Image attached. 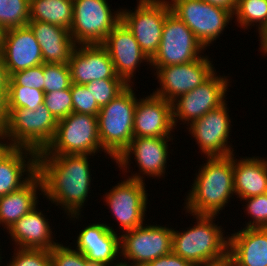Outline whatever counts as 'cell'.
<instances>
[{"label": "cell", "mask_w": 267, "mask_h": 266, "mask_svg": "<svg viewBox=\"0 0 267 266\" xmlns=\"http://www.w3.org/2000/svg\"><path fill=\"white\" fill-rule=\"evenodd\" d=\"M137 7L121 9V21L132 32L140 49L151 60L158 51L166 16L171 12L168 0H137Z\"/></svg>", "instance_id": "8"}, {"label": "cell", "mask_w": 267, "mask_h": 266, "mask_svg": "<svg viewBox=\"0 0 267 266\" xmlns=\"http://www.w3.org/2000/svg\"><path fill=\"white\" fill-rule=\"evenodd\" d=\"M227 109L225 102L188 125V132L194 137L199 150L206 158L226 157L235 153L232 145H228L231 136V118Z\"/></svg>", "instance_id": "16"}, {"label": "cell", "mask_w": 267, "mask_h": 266, "mask_svg": "<svg viewBox=\"0 0 267 266\" xmlns=\"http://www.w3.org/2000/svg\"><path fill=\"white\" fill-rule=\"evenodd\" d=\"M242 200L247 202L244 209L251 220L244 228H267V193Z\"/></svg>", "instance_id": "36"}, {"label": "cell", "mask_w": 267, "mask_h": 266, "mask_svg": "<svg viewBox=\"0 0 267 266\" xmlns=\"http://www.w3.org/2000/svg\"><path fill=\"white\" fill-rule=\"evenodd\" d=\"M38 191L43 193V185L36 173L19 190L0 197V225L6 232L21 217L38 206Z\"/></svg>", "instance_id": "27"}, {"label": "cell", "mask_w": 267, "mask_h": 266, "mask_svg": "<svg viewBox=\"0 0 267 266\" xmlns=\"http://www.w3.org/2000/svg\"><path fill=\"white\" fill-rule=\"evenodd\" d=\"M2 35H3V30L0 28V46H1V42H2Z\"/></svg>", "instance_id": "47"}, {"label": "cell", "mask_w": 267, "mask_h": 266, "mask_svg": "<svg viewBox=\"0 0 267 266\" xmlns=\"http://www.w3.org/2000/svg\"><path fill=\"white\" fill-rule=\"evenodd\" d=\"M28 26L37 39L44 63H68L76 43L70 31L47 22L30 20Z\"/></svg>", "instance_id": "23"}, {"label": "cell", "mask_w": 267, "mask_h": 266, "mask_svg": "<svg viewBox=\"0 0 267 266\" xmlns=\"http://www.w3.org/2000/svg\"><path fill=\"white\" fill-rule=\"evenodd\" d=\"M36 173L37 153L14 147L0 162V197L19 190Z\"/></svg>", "instance_id": "24"}, {"label": "cell", "mask_w": 267, "mask_h": 266, "mask_svg": "<svg viewBox=\"0 0 267 266\" xmlns=\"http://www.w3.org/2000/svg\"><path fill=\"white\" fill-rule=\"evenodd\" d=\"M208 56H202L193 62L165 67H152L156 69L159 88L153 93L169 102L174 101L182 94L194 90L204 83L216 70Z\"/></svg>", "instance_id": "15"}, {"label": "cell", "mask_w": 267, "mask_h": 266, "mask_svg": "<svg viewBox=\"0 0 267 266\" xmlns=\"http://www.w3.org/2000/svg\"><path fill=\"white\" fill-rule=\"evenodd\" d=\"M9 75L6 69V66L3 62L2 55L0 53V92H7L8 83H9Z\"/></svg>", "instance_id": "43"}, {"label": "cell", "mask_w": 267, "mask_h": 266, "mask_svg": "<svg viewBox=\"0 0 267 266\" xmlns=\"http://www.w3.org/2000/svg\"><path fill=\"white\" fill-rule=\"evenodd\" d=\"M228 236V253L240 265L267 266V228H241Z\"/></svg>", "instance_id": "25"}, {"label": "cell", "mask_w": 267, "mask_h": 266, "mask_svg": "<svg viewBox=\"0 0 267 266\" xmlns=\"http://www.w3.org/2000/svg\"><path fill=\"white\" fill-rule=\"evenodd\" d=\"M145 266H193L189 261L178 256L173 251L169 254L163 255L161 257L152 260Z\"/></svg>", "instance_id": "40"}, {"label": "cell", "mask_w": 267, "mask_h": 266, "mask_svg": "<svg viewBox=\"0 0 267 266\" xmlns=\"http://www.w3.org/2000/svg\"><path fill=\"white\" fill-rule=\"evenodd\" d=\"M107 0H73L70 29L76 45L103 44L121 21V8L114 13Z\"/></svg>", "instance_id": "7"}, {"label": "cell", "mask_w": 267, "mask_h": 266, "mask_svg": "<svg viewBox=\"0 0 267 266\" xmlns=\"http://www.w3.org/2000/svg\"><path fill=\"white\" fill-rule=\"evenodd\" d=\"M30 20L55 24L70 31L73 0H30Z\"/></svg>", "instance_id": "28"}, {"label": "cell", "mask_w": 267, "mask_h": 266, "mask_svg": "<svg viewBox=\"0 0 267 266\" xmlns=\"http://www.w3.org/2000/svg\"><path fill=\"white\" fill-rule=\"evenodd\" d=\"M134 85H128L97 115L100 144L115 161L134 138L133 124L137 104Z\"/></svg>", "instance_id": "4"}, {"label": "cell", "mask_w": 267, "mask_h": 266, "mask_svg": "<svg viewBox=\"0 0 267 266\" xmlns=\"http://www.w3.org/2000/svg\"><path fill=\"white\" fill-rule=\"evenodd\" d=\"M43 64L13 73L8 86H24L44 91Z\"/></svg>", "instance_id": "39"}, {"label": "cell", "mask_w": 267, "mask_h": 266, "mask_svg": "<svg viewBox=\"0 0 267 266\" xmlns=\"http://www.w3.org/2000/svg\"><path fill=\"white\" fill-rule=\"evenodd\" d=\"M0 250H1V249H0ZM0 253H1V251H0ZM1 260H2V257H1V254H0V266H1V262H2Z\"/></svg>", "instance_id": "49"}, {"label": "cell", "mask_w": 267, "mask_h": 266, "mask_svg": "<svg viewBox=\"0 0 267 266\" xmlns=\"http://www.w3.org/2000/svg\"><path fill=\"white\" fill-rule=\"evenodd\" d=\"M224 266H243L240 265L229 253L227 259L225 260Z\"/></svg>", "instance_id": "46"}, {"label": "cell", "mask_w": 267, "mask_h": 266, "mask_svg": "<svg viewBox=\"0 0 267 266\" xmlns=\"http://www.w3.org/2000/svg\"><path fill=\"white\" fill-rule=\"evenodd\" d=\"M89 156L94 155L37 153V174L42 181L43 196L62 207L70 219L81 218V208L91 193Z\"/></svg>", "instance_id": "1"}, {"label": "cell", "mask_w": 267, "mask_h": 266, "mask_svg": "<svg viewBox=\"0 0 267 266\" xmlns=\"http://www.w3.org/2000/svg\"><path fill=\"white\" fill-rule=\"evenodd\" d=\"M71 82L85 85L101 79H122L117 76L108 50L102 44L76 45L67 63Z\"/></svg>", "instance_id": "19"}, {"label": "cell", "mask_w": 267, "mask_h": 266, "mask_svg": "<svg viewBox=\"0 0 267 266\" xmlns=\"http://www.w3.org/2000/svg\"><path fill=\"white\" fill-rule=\"evenodd\" d=\"M168 2L171 12L185 23L205 48L216 41L234 19L228 10L203 0H168Z\"/></svg>", "instance_id": "10"}, {"label": "cell", "mask_w": 267, "mask_h": 266, "mask_svg": "<svg viewBox=\"0 0 267 266\" xmlns=\"http://www.w3.org/2000/svg\"><path fill=\"white\" fill-rule=\"evenodd\" d=\"M233 153L234 191L244 199L267 193V159L244 157L237 160Z\"/></svg>", "instance_id": "26"}, {"label": "cell", "mask_w": 267, "mask_h": 266, "mask_svg": "<svg viewBox=\"0 0 267 266\" xmlns=\"http://www.w3.org/2000/svg\"><path fill=\"white\" fill-rule=\"evenodd\" d=\"M202 165L194 177L192 190L185 197L184 208L189 214L218 216L232 195H235L233 154L207 157L206 163Z\"/></svg>", "instance_id": "2"}, {"label": "cell", "mask_w": 267, "mask_h": 266, "mask_svg": "<svg viewBox=\"0 0 267 266\" xmlns=\"http://www.w3.org/2000/svg\"><path fill=\"white\" fill-rule=\"evenodd\" d=\"M44 104L57 121L67 117L73 112L71 87L45 93Z\"/></svg>", "instance_id": "35"}, {"label": "cell", "mask_w": 267, "mask_h": 266, "mask_svg": "<svg viewBox=\"0 0 267 266\" xmlns=\"http://www.w3.org/2000/svg\"><path fill=\"white\" fill-rule=\"evenodd\" d=\"M45 92L24 86H8L7 107L36 110L44 103Z\"/></svg>", "instance_id": "31"}, {"label": "cell", "mask_w": 267, "mask_h": 266, "mask_svg": "<svg viewBox=\"0 0 267 266\" xmlns=\"http://www.w3.org/2000/svg\"><path fill=\"white\" fill-rule=\"evenodd\" d=\"M73 112L89 115H98L100 107L85 85L71 84Z\"/></svg>", "instance_id": "38"}, {"label": "cell", "mask_w": 267, "mask_h": 266, "mask_svg": "<svg viewBox=\"0 0 267 266\" xmlns=\"http://www.w3.org/2000/svg\"><path fill=\"white\" fill-rule=\"evenodd\" d=\"M207 50L194 33L175 14L170 12L163 25L158 51L150 67H165L193 62Z\"/></svg>", "instance_id": "11"}, {"label": "cell", "mask_w": 267, "mask_h": 266, "mask_svg": "<svg viewBox=\"0 0 267 266\" xmlns=\"http://www.w3.org/2000/svg\"><path fill=\"white\" fill-rule=\"evenodd\" d=\"M260 37V48L261 52H263L264 56L267 55V28L259 35ZM266 54V55H265Z\"/></svg>", "instance_id": "45"}, {"label": "cell", "mask_w": 267, "mask_h": 266, "mask_svg": "<svg viewBox=\"0 0 267 266\" xmlns=\"http://www.w3.org/2000/svg\"><path fill=\"white\" fill-rule=\"evenodd\" d=\"M30 21V0H0V28L24 27Z\"/></svg>", "instance_id": "30"}, {"label": "cell", "mask_w": 267, "mask_h": 266, "mask_svg": "<svg viewBox=\"0 0 267 266\" xmlns=\"http://www.w3.org/2000/svg\"><path fill=\"white\" fill-rule=\"evenodd\" d=\"M145 185V182L127 178L105 192L104 201L122 233L144 224L148 204Z\"/></svg>", "instance_id": "14"}, {"label": "cell", "mask_w": 267, "mask_h": 266, "mask_svg": "<svg viewBox=\"0 0 267 266\" xmlns=\"http://www.w3.org/2000/svg\"><path fill=\"white\" fill-rule=\"evenodd\" d=\"M0 53L9 77L44 63L40 45L28 25L3 31Z\"/></svg>", "instance_id": "17"}, {"label": "cell", "mask_w": 267, "mask_h": 266, "mask_svg": "<svg viewBox=\"0 0 267 266\" xmlns=\"http://www.w3.org/2000/svg\"><path fill=\"white\" fill-rule=\"evenodd\" d=\"M44 92L59 91L71 87L70 69L67 63H43Z\"/></svg>", "instance_id": "34"}, {"label": "cell", "mask_w": 267, "mask_h": 266, "mask_svg": "<svg viewBox=\"0 0 267 266\" xmlns=\"http://www.w3.org/2000/svg\"><path fill=\"white\" fill-rule=\"evenodd\" d=\"M3 141V142H2ZM14 148L3 135H0V162Z\"/></svg>", "instance_id": "44"}, {"label": "cell", "mask_w": 267, "mask_h": 266, "mask_svg": "<svg viewBox=\"0 0 267 266\" xmlns=\"http://www.w3.org/2000/svg\"><path fill=\"white\" fill-rule=\"evenodd\" d=\"M85 86L101 108L119 95L128 84L123 79H101L90 81Z\"/></svg>", "instance_id": "32"}, {"label": "cell", "mask_w": 267, "mask_h": 266, "mask_svg": "<svg viewBox=\"0 0 267 266\" xmlns=\"http://www.w3.org/2000/svg\"><path fill=\"white\" fill-rule=\"evenodd\" d=\"M10 259L12 261L6 263V266H51L50 250L15 247L14 255Z\"/></svg>", "instance_id": "37"}, {"label": "cell", "mask_w": 267, "mask_h": 266, "mask_svg": "<svg viewBox=\"0 0 267 266\" xmlns=\"http://www.w3.org/2000/svg\"><path fill=\"white\" fill-rule=\"evenodd\" d=\"M228 76L218 75L215 71L204 83L194 90L182 94L172 101L173 123L176 128L178 120L186 126L204 116L207 112L224 104L230 86Z\"/></svg>", "instance_id": "12"}, {"label": "cell", "mask_w": 267, "mask_h": 266, "mask_svg": "<svg viewBox=\"0 0 267 266\" xmlns=\"http://www.w3.org/2000/svg\"><path fill=\"white\" fill-rule=\"evenodd\" d=\"M102 151L96 115L72 112L58 121L54 138L44 149L47 155L90 154Z\"/></svg>", "instance_id": "6"}, {"label": "cell", "mask_w": 267, "mask_h": 266, "mask_svg": "<svg viewBox=\"0 0 267 266\" xmlns=\"http://www.w3.org/2000/svg\"><path fill=\"white\" fill-rule=\"evenodd\" d=\"M8 119L7 92H0V135H3Z\"/></svg>", "instance_id": "41"}, {"label": "cell", "mask_w": 267, "mask_h": 266, "mask_svg": "<svg viewBox=\"0 0 267 266\" xmlns=\"http://www.w3.org/2000/svg\"><path fill=\"white\" fill-rule=\"evenodd\" d=\"M172 102L154 93L137 99L134 113V137H172L174 132Z\"/></svg>", "instance_id": "20"}, {"label": "cell", "mask_w": 267, "mask_h": 266, "mask_svg": "<svg viewBox=\"0 0 267 266\" xmlns=\"http://www.w3.org/2000/svg\"><path fill=\"white\" fill-rule=\"evenodd\" d=\"M114 266H129V265L120 262L119 264L114 265Z\"/></svg>", "instance_id": "48"}, {"label": "cell", "mask_w": 267, "mask_h": 266, "mask_svg": "<svg viewBox=\"0 0 267 266\" xmlns=\"http://www.w3.org/2000/svg\"><path fill=\"white\" fill-rule=\"evenodd\" d=\"M102 45L108 50L117 76L128 85L134 84L131 79L141 63L147 62L150 65L151 60L140 49L132 32L122 21L108 34Z\"/></svg>", "instance_id": "18"}, {"label": "cell", "mask_w": 267, "mask_h": 266, "mask_svg": "<svg viewBox=\"0 0 267 266\" xmlns=\"http://www.w3.org/2000/svg\"><path fill=\"white\" fill-rule=\"evenodd\" d=\"M234 15L235 21L238 23L237 26L250 29L257 24L256 27H258V34L260 35L267 28V0H237Z\"/></svg>", "instance_id": "29"}, {"label": "cell", "mask_w": 267, "mask_h": 266, "mask_svg": "<svg viewBox=\"0 0 267 266\" xmlns=\"http://www.w3.org/2000/svg\"><path fill=\"white\" fill-rule=\"evenodd\" d=\"M171 140L173 137H134L114 162L118 164L119 169L129 172L131 155H134L140 173H133L134 175L131 173L128 178L142 182H145L143 175L159 179L165 176L169 157L167 142Z\"/></svg>", "instance_id": "13"}, {"label": "cell", "mask_w": 267, "mask_h": 266, "mask_svg": "<svg viewBox=\"0 0 267 266\" xmlns=\"http://www.w3.org/2000/svg\"><path fill=\"white\" fill-rule=\"evenodd\" d=\"M211 5L228 10L232 15L237 8V0H203Z\"/></svg>", "instance_id": "42"}, {"label": "cell", "mask_w": 267, "mask_h": 266, "mask_svg": "<svg viewBox=\"0 0 267 266\" xmlns=\"http://www.w3.org/2000/svg\"><path fill=\"white\" fill-rule=\"evenodd\" d=\"M35 207L31 212L25 214L9 229L15 247L22 249L51 250L58 242H54L52 226L42 211ZM45 217V218H44Z\"/></svg>", "instance_id": "22"}, {"label": "cell", "mask_w": 267, "mask_h": 266, "mask_svg": "<svg viewBox=\"0 0 267 266\" xmlns=\"http://www.w3.org/2000/svg\"><path fill=\"white\" fill-rule=\"evenodd\" d=\"M193 227L179 232L173 229L172 251L193 266H224L228 255L229 236L214 223L216 215H196Z\"/></svg>", "instance_id": "3"}, {"label": "cell", "mask_w": 267, "mask_h": 266, "mask_svg": "<svg viewBox=\"0 0 267 266\" xmlns=\"http://www.w3.org/2000/svg\"><path fill=\"white\" fill-rule=\"evenodd\" d=\"M51 266H110L104 262L89 261L80 251L58 243L50 250Z\"/></svg>", "instance_id": "33"}, {"label": "cell", "mask_w": 267, "mask_h": 266, "mask_svg": "<svg viewBox=\"0 0 267 266\" xmlns=\"http://www.w3.org/2000/svg\"><path fill=\"white\" fill-rule=\"evenodd\" d=\"M58 121L41 104L36 110L8 108V119L3 136L17 148L40 153L54 138Z\"/></svg>", "instance_id": "5"}, {"label": "cell", "mask_w": 267, "mask_h": 266, "mask_svg": "<svg viewBox=\"0 0 267 266\" xmlns=\"http://www.w3.org/2000/svg\"><path fill=\"white\" fill-rule=\"evenodd\" d=\"M116 232L106 223L87 225L76 237L75 249L89 261L104 262L110 266L117 265L121 261L116 260L120 256V236Z\"/></svg>", "instance_id": "21"}, {"label": "cell", "mask_w": 267, "mask_h": 266, "mask_svg": "<svg viewBox=\"0 0 267 266\" xmlns=\"http://www.w3.org/2000/svg\"><path fill=\"white\" fill-rule=\"evenodd\" d=\"M172 232L173 229L167 226L143 224L124 232L125 234L118 233L121 263L129 266H145L152 260L169 254L172 252Z\"/></svg>", "instance_id": "9"}]
</instances>
